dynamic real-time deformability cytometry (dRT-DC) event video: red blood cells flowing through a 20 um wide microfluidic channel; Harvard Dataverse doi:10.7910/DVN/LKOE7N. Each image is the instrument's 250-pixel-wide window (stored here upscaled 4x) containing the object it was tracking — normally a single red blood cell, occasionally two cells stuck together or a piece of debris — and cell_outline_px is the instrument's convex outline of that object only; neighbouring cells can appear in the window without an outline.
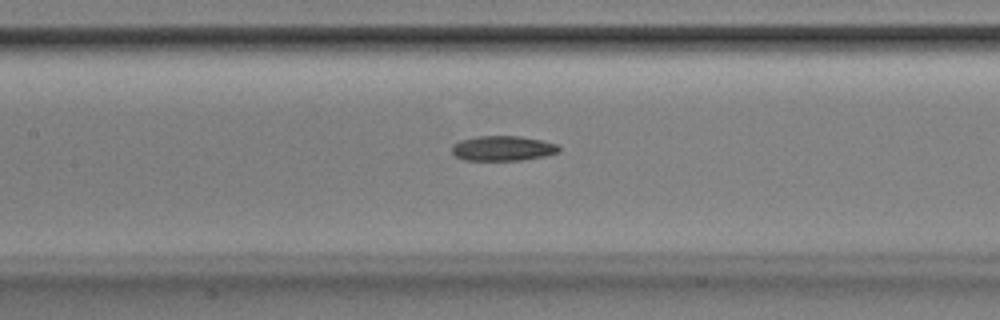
{"species": "Egyptian fruit bat (a non-hibernating species)", "species_latin": "Rousettus aegyptiacus", "temperature_condition": "room temperature", "stored_images_in_passage": 39, "camera_frame_rate_fps": 3000, "um_per_image_px": 0.085, "animal": {"sex": "male"}, "frame": {"image": 1, "passage_image": 20, "time_ms": 6.333, "image_size_px": [1000, 320], "cell_outline_px": [[560, 152], [544, 156], [520, 160], [464, 160], [456, 156], [452, 152], [452, 144], [460, 140], [476, 136], [520, 136], [540, 140], [556, 144], [560, 148]], "centroid_in_image_um": [42.71, 12.6], "position_along_channel_um": 164.7, "area_um2": 15.55}}
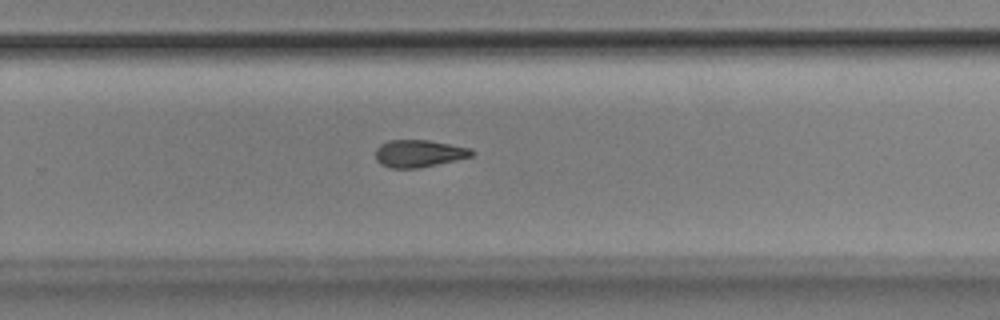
{"frame": {"image": 2, "passage_image": 30, "time_ms": 9.667, "image_size_px": [1000, 320], "cell_outline_px": [[476, 152], [472, 156], [456, 160], [416, 168], [392, 168], [380, 164], [376, 160], [376, 148], [380, 144], [388, 140], [428, 140], [472, 148]], "centroid_in_image_um": [35.61, 13.03], "position_along_channel_um": 294.2, "area_um2": 15.32}}
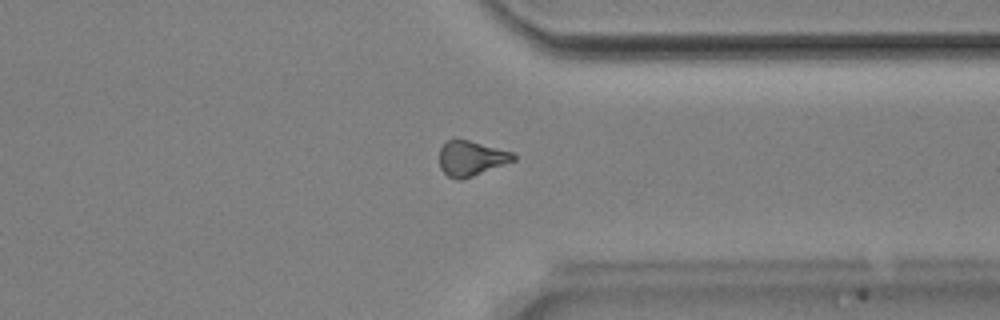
{"frame": {"image": 3, "passage_image": 36, "time_ms": 11.667, "image_size_px": [1000, 320], "cell_outline_px": [[516, 160], [464, 180], [456, 180], [448, 176], [440, 168], [440, 148], [448, 140], [468, 140], [512, 152], [516, 156]], "centroid_in_image_um": [40.06, 13.49], "position_along_channel_um": 371.3, "area_um2": 15.09}}